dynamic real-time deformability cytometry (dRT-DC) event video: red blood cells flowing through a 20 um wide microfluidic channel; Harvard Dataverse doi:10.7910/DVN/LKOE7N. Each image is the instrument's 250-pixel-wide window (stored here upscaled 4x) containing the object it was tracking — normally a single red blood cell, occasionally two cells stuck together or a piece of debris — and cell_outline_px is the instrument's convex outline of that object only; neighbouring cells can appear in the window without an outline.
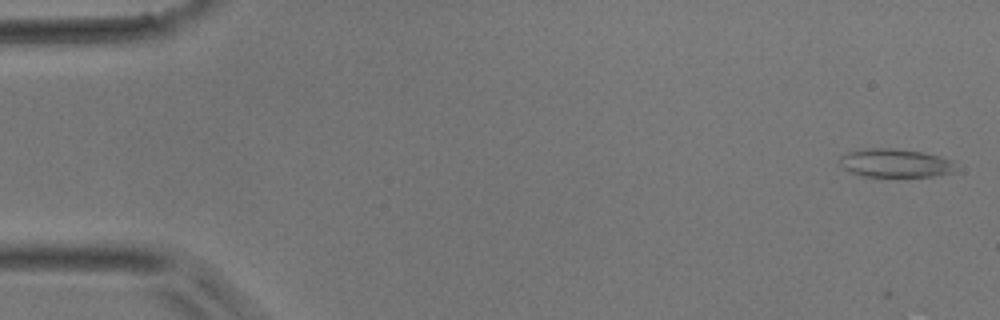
{"species": "common noctule bat (a hibernating species)", "species_latin": "Nyctalus noctula", "temperature_condition": "room temperature", "stored_images_in_passage": 13, "camera_frame_rate_fps": 3000, "um_per_image_px": 0.085, "animal": {"sex": "male", "body_mass_g": 17.9}, "frame": {"image": 1, "passage_image": 2, "time_ms": 0.333, "image_size_px": [1000, 320], "cell_outline_px": [[952, 172], [936, 176], [860, 176], [848, 172], [840, 164], [840, 156], [848, 152], [864, 148], [892, 148], [920, 152], [940, 156], [952, 160]], "centroid_in_image_um": [76.02, 13.86], "position_along_channel_um": 9.0, "area_um2": 19.07}}